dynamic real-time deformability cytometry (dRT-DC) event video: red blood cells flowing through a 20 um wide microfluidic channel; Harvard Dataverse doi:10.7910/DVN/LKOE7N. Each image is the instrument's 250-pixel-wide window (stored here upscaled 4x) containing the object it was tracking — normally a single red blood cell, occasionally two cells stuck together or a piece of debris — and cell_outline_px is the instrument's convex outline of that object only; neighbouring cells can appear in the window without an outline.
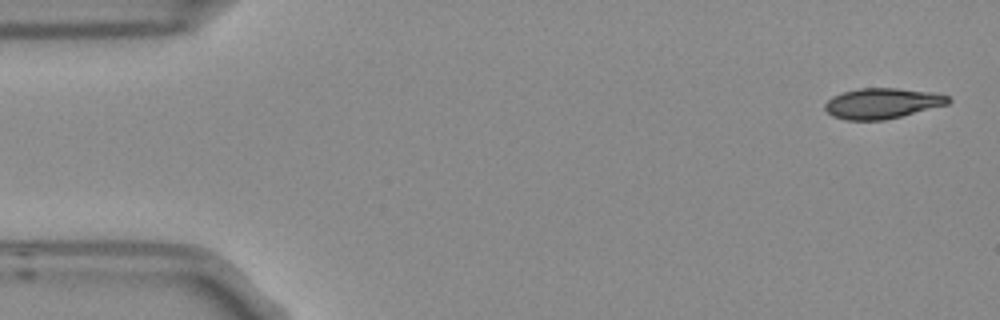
{"species": "Egyptian fruit bat (a non-hibernating species)", "species_latin": "Rousettus aegyptiacus", "temperature_condition": "room temperature", "stored_images_in_passage": 4, "camera_frame_rate_fps": 3000, "um_per_image_px": 0.085, "frame": {"image": 1, "passage_image": 1, "time_ms": 0.0, "image_size_px": [1000, 320], "cell_outline_px": [[952, 100], [948, 104], [884, 120], [848, 120], [832, 116], [824, 108], [824, 104], [832, 96], [844, 92], [860, 88], [896, 88], [932, 92], [948, 96]], "centroid_in_image_um": [74.97, 8.78], "position_along_channel_um": 10.0, "area_um2": 21.73}}
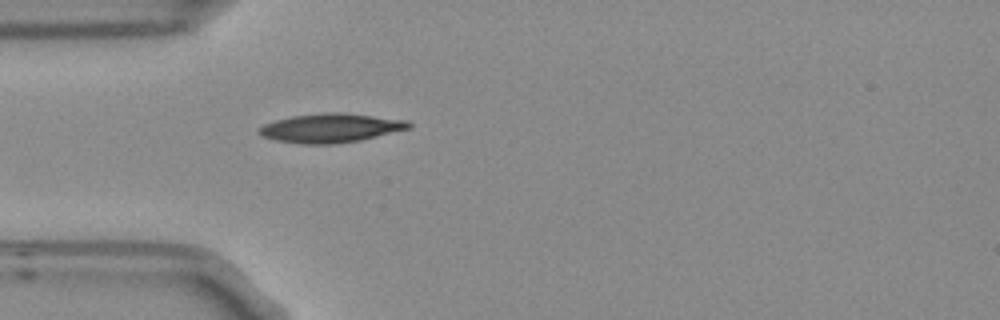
{"frame": {"image": 2, "passage_image": 4, "time_ms": 1.0, "image_size_px": [1000, 320], "cell_outline_px": [[412, 124], [408, 128], [360, 140], [332, 144], [300, 144], [276, 140], [260, 136], [256, 132], [256, 128], [264, 124], [276, 120], [292, 116], [324, 112], [344, 112], [408, 120]], "centroid_in_image_um": [28.04, 10.87], "position_along_channel_um": 57.0, "area_um2": 25.37}}